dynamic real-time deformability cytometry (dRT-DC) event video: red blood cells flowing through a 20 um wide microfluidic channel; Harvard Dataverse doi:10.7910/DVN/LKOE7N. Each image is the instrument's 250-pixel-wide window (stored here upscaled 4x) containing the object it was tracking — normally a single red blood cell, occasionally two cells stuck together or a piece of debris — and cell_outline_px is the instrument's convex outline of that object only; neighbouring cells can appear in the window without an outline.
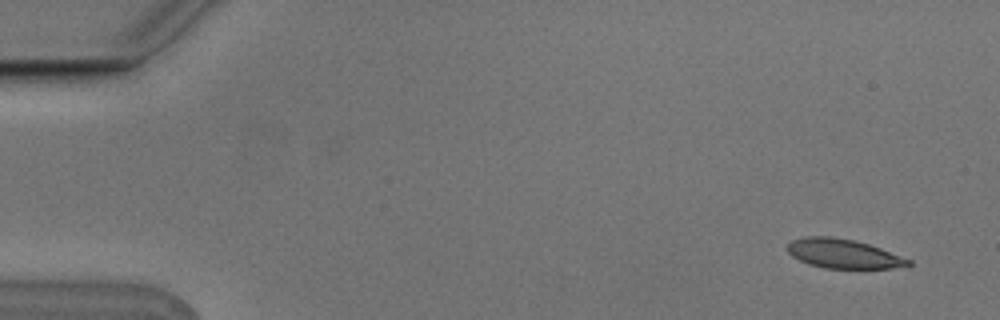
{"species": "Egyptian fruit bat (a non-hibernating species)", "species_latin": "Rousettus aegyptiacus", "temperature_condition": "cold", "stored_images_in_passage": 5, "segment_of_instrument_passage": [1, 2], "camera_frame_rate_fps": 3000, "um_per_image_px": 0.085, "animal": {"sex": "male"}, "frame": {"image": 1, "passage_image": 1, "time_ms": 0.0, "image_size_px": [1000, 320], "cell_outline_px": [[912, 264], [892, 268], [824, 268], [808, 264], [792, 256], [788, 252], [788, 244], [792, 240], [804, 236], [832, 236], [856, 240], [880, 248], [912, 260]], "centroid_in_image_um": [71.66, 21.55], "position_along_channel_um": 13.3, "area_um2": 20.58}}